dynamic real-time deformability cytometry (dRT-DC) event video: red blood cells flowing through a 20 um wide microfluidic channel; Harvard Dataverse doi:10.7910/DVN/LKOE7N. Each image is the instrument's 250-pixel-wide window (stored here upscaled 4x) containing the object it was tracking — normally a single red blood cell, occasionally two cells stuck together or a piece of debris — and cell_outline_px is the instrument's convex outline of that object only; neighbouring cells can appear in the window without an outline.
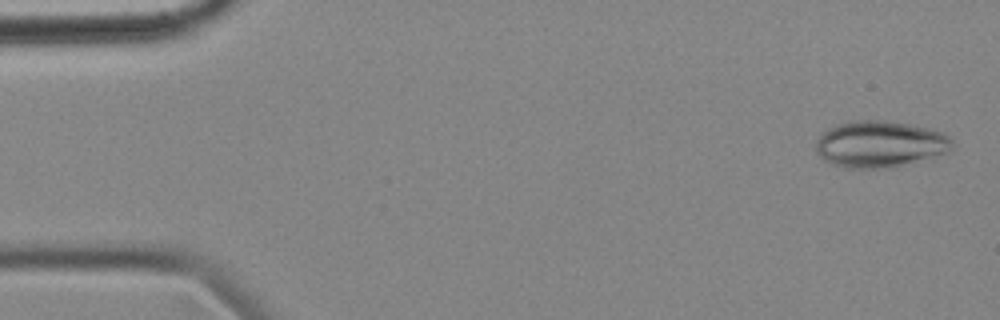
{"species": "common noctule bat (a hibernating species)", "species_latin": "Nyctalus noctula", "temperature_condition": "cold", "stored_images_in_passage": 55, "camera_frame_rate_fps": 3000, "um_per_image_px": 0.085, "animal": {"sex": "female", "body_mass_g": 18.4}, "frame": {"image": 1, "passage_image": 1, "time_ms": 0.0, "image_size_px": [1000, 320], "cell_outline_px": [[952, 148], [948, 152], [888, 168], [844, 168], [832, 164], [824, 160], [816, 152], [816, 140], [820, 132], [836, 124], [852, 120], [884, 120], [908, 124], [928, 128], [944, 132], [952, 140]], "centroid_in_image_um": [74.73, 12.23], "position_along_channel_um": 10.3, "area_um2": 37.05}}
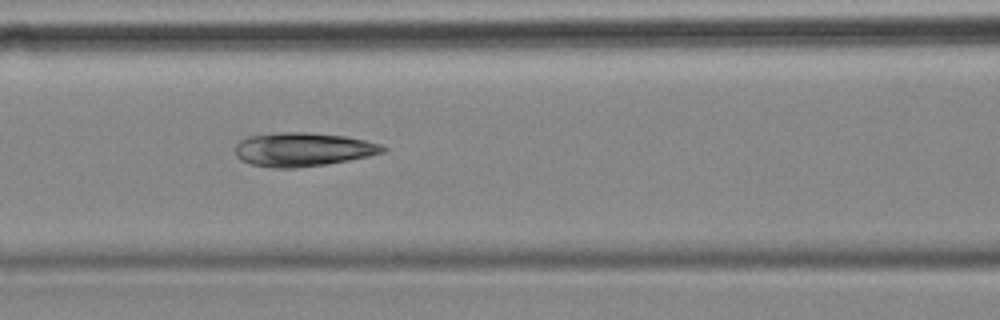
{"frame": {"image": 2, "passage_image": 22, "time_ms": 7.0, "image_size_px": [1000, 320], "cell_outline_px": [[388, 148], [384, 152], [368, 156], [348, 160], [324, 164], [296, 168], [272, 168], [252, 164], [240, 160], [236, 156], [236, 144], [240, 140], [248, 136], [280, 132], [308, 132], [344, 136], [364, 140], [380, 144]], "centroid_in_image_um": [25.72, 12.7], "position_along_channel_um": 140.9, "area_um2": 28.96}}
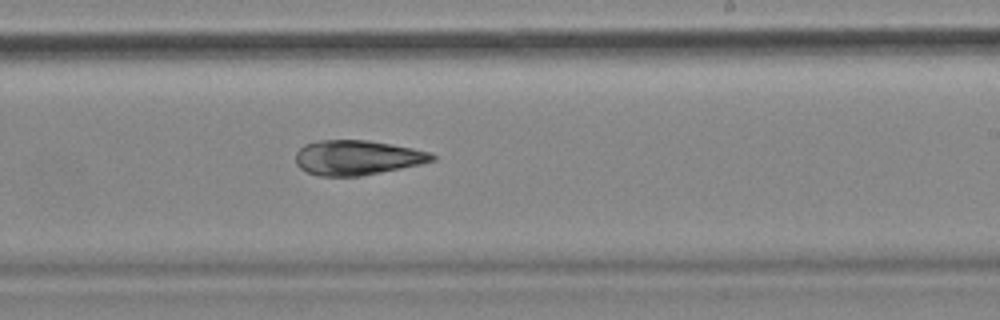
{"frame": {"image": 3, "passage_image": 32, "time_ms": 10.333, "image_size_px": [1000, 320], "cell_outline_px": [[436, 160], [420, 164], [360, 176], [320, 176], [308, 172], [300, 168], [296, 164], [296, 152], [304, 144], [320, 140], [368, 140], [392, 144], [412, 148], [428, 152], [436, 156]], "centroid_in_image_um": [30.34, 13.39], "position_along_channel_um": 258.7, "area_um2": 27.51}}